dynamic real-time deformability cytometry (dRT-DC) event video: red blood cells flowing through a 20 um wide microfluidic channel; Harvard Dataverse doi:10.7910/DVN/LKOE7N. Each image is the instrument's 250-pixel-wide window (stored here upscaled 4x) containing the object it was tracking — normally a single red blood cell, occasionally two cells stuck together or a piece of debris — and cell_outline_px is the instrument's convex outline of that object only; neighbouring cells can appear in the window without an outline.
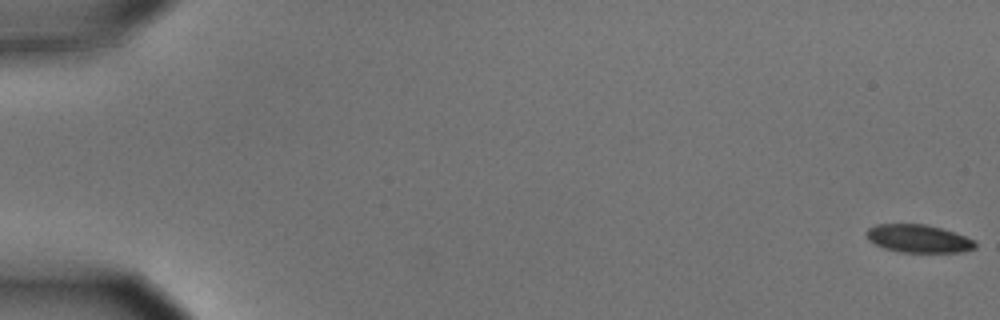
{"species": "common noctule bat (a hibernating species)", "species_latin": "Nyctalus noctula", "temperature_condition": "cold", "stored_images_in_passage": 6, "camera_frame_rate_fps": 3000, "um_per_image_px": 0.085, "animal": {"sex": "male", "body_mass_g": 15.6}, "frame": {"image": 1, "passage_image": 1, "time_ms": 0.0, "image_size_px": [1000, 320], "cell_outline_px": [[976, 248], [960, 252], [900, 252], [884, 248], [868, 240], [864, 232], [868, 228], [876, 224], [924, 224], [956, 232], [976, 240]], "centroid_in_image_um": [78.07, 20.28], "position_along_channel_um": 6.9, "area_um2": 17.86}}
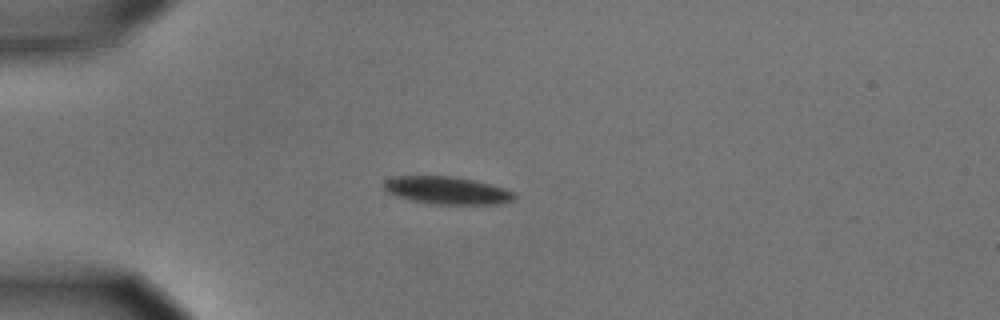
{"frame": {"image": 2, "passage_image": 5, "time_ms": 1.333, "image_size_px": [1000, 320], "cell_outline_px": [[516, 196], [512, 200], [500, 204], [436, 204], [412, 200], [396, 196], [388, 192], [384, 188], [384, 180], [392, 176], [452, 176], [476, 180], [504, 188], [512, 192]], "centroid_in_image_um": [37.98, 16.17], "position_along_channel_um": 47.0, "area_um2": 20.92}}